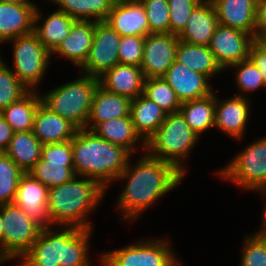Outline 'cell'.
I'll return each instance as SVG.
<instances>
[{"instance_id":"obj_1","label":"cell","mask_w":266,"mask_h":266,"mask_svg":"<svg viewBox=\"0 0 266 266\" xmlns=\"http://www.w3.org/2000/svg\"><path fill=\"white\" fill-rule=\"evenodd\" d=\"M135 164H130L116 178L127 180L125 188L118 197L117 207L122 219L135 221L166 193L179 186L184 174L172 163L143 153Z\"/></svg>"},{"instance_id":"obj_2","label":"cell","mask_w":266,"mask_h":266,"mask_svg":"<svg viewBox=\"0 0 266 266\" xmlns=\"http://www.w3.org/2000/svg\"><path fill=\"white\" fill-rule=\"evenodd\" d=\"M53 228H42L18 266H91L88 246L93 229Z\"/></svg>"},{"instance_id":"obj_3","label":"cell","mask_w":266,"mask_h":266,"mask_svg":"<svg viewBox=\"0 0 266 266\" xmlns=\"http://www.w3.org/2000/svg\"><path fill=\"white\" fill-rule=\"evenodd\" d=\"M72 151L76 176L94 179L106 190L131 157L123 147L111 144L87 129L77 130L72 139Z\"/></svg>"},{"instance_id":"obj_4","label":"cell","mask_w":266,"mask_h":266,"mask_svg":"<svg viewBox=\"0 0 266 266\" xmlns=\"http://www.w3.org/2000/svg\"><path fill=\"white\" fill-rule=\"evenodd\" d=\"M82 178L75 176L48 189L47 206L54 227L93 229L87 216L100 204L107 190L94 179Z\"/></svg>"},{"instance_id":"obj_5","label":"cell","mask_w":266,"mask_h":266,"mask_svg":"<svg viewBox=\"0 0 266 266\" xmlns=\"http://www.w3.org/2000/svg\"><path fill=\"white\" fill-rule=\"evenodd\" d=\"M199 139L180 112L168 113L158 130L147 140L145 152L172 163L185 175L187 169L183 162L190 156Z\"/></svg>"},{"instance_id":"obj_6","label":"cell","mask_w":266,"mask_h":266,"mask_svg":"<svg viewBox=\"0 0 266 266\" xmlns=\"http://www.w3.org/2000/svg\"><path fill=\"white\" fill-rule=\"evenodd\" d=\"M98 78L83 74L78 79L40 94L42 103L69 120L78 129H86Z\"/></svg>"},{"instance_id":"obj_7","label":"cell","mask_w":266,"mask_h":266,"mask_svg":"<svg viewBox=\"0 0 266 266\" xmlns=\"http://www.w3.org/2000/svg\"><path fill=\"white\" fill-rule=\"evenodd\" d=\"M168 239H148L100 254L101 266H181Z\"/></svg>"},{"instance_id":"obj_8","label":"cell","mask_w":266,"mask_h":266,"mask_svg":"<svg viewBox=\"0 0 266 266\" xmlns=\"http://www.w3.org/2000/svg\"><path fill=\"white\" fill-rule=\"evenodd\" d=\"M217 174L245 190H266V136L239 152Z\"/></svg>"},{"instance_id":"obj_9","label":"cell","mask_w":266,"mask_h":266,"mask_svg":"<svg viewBox=\"0 0 266 266\" xmlns=\"http://www.w3.org/2000/svg\"><path fill=\"white\" fill-rule=\"evenodd\" d=\"M3 262L20 259L38 239L42 227L14 202L1 205Z\"/></svg>"},{"instance_id":"obj_10","label":"cell","mask_w":266,"mask_h":266,"mask_svg":"<svg viewBox=\"0 0 266 266\" xmlns=\"http://www.w3.org/2000/svg\"><path fill=\"white\" fill-rule=\"evenodd\" d=\"M9 41L13 42L15 69L12 71L29 90H35L45 75L51 53L44 48L34 32Z\"/></svg>"},{"instance_id":"obj_11","label":"cell","mask_w":266,"mask_h":266,"mask_svg":"<svg viewBox=\"0 0 266 266\" xmlns=\"http://www.w3.org/2000/svg\"><path fill=\"white\" fill-rule=\"evenodd\" d=\"M121 36L105 21L95 23L94 39L89 55L80 67L84 73L99 78L119 64L118 49Z\"/></svg>"},{"instance_id":"obj_12","label":"cell","mask_w":266,"mask_h":266,"mask_svg":"<svg viewBox=\"0 0 266 266\" xmlns=\"http://www.w3.org/2000/svg\"><path fill=\"white\" fill-rule=\"evenodd\" d=\"M255 38L242 30L218 25L209 48L224 70L233 64L249 59L250 47Z\"/></svg>"},{"instance_id":"obj_13","label":"cell","mask_w":266,"mask_h":266,"mask_svg":"<svg viewBox=\"0 0 266 266\" xmlns=\"http://www.w3.org/2000/svg\"><path fill=\"white\" fill-rule=\"evenodd\" d=\"M179 38L172 33H150L145 36L140 68L145 78L163 77L176 57Z\"/></svg>"},{"instance_id":"obj_14","label":"cell","mask_w":266,"mask_h":266,"mask_svg":"<svg viewBox=\"0 0 266 266\" xmlns=\"http://www.w3.org/2000/svg\"><path fill=\"white\" fill-rule=\"evenodd\" d=\"M14 203L42 228L53 227L48 212V188L28 173L21 177Z\"/></svg>"},{"instance_id":"obj_15","label":"cell","mask_w":266,"mask_h":266,"mask_svg":"<svg viewBox=\"0 0 266 266\" xmlns=\"http://www.w3.org/2000/svg\"><path fill=\"white\" fill-rule=\"evenodd\" d=\"M163 78L175 91L181 103L200 99L214 92L208 81L210 79L206 75L194 72L176 60L168 68Z\"/></svg>"},{"instance_id":"obj_16","label":"cell","mask_w":266,"mask_h":266,"mask_svg":"<svg viewBox=\"0 0 266 266\" xmlns=\"http://www.w3.org/2000/svg\"><path fill=\"white\" fill-rule=\"evenodd\" d=\"M120 36H146L149 24L139 0H117L105 20Z\"/></svg>"},{"instance_id":"obj_17","label":"cell","mask_w":266,"mask_h":266,"mask_svg":"<svg viewBox=\"0 0 266 266\" xmlns=\"http://www.w3.org/2000/svg\"><path fill=\"white\" fill-rule=\"evenodd\" d=\"M250 102L249 97L236 95L220 101L217 96L214 127L234 139H242L249 123Z\"/></svg>"},{"instance_id":"obj_18","label":"cell","mask_w":266,"mask_h":266,"mask_svg":"<svg viewBox=\"0 0 266 266\" xmlns=\"http://www.w3.org/2000/svg\"><path fill=\"white\" fill-rule=\"evenodd\" d=\"M218 25L217 13L212 1H202L193 10L177 37L188 44L209 46Z\"/></svg>"},{"instance_id":"obj_19","label":"cell","mask_w":266,"mask_h":266,"mask_svg":"<svg viewBox=\"0 0 266 266\" xmlns=\"http://www.w3.org/2000/svg\"><path fill=\"white\" fill-rule=\"evenodd\" d=\"M220 25L242 30L256 39L257 0H212Z\"/></svg>"},{"instance_id":"obj_20","label":"cell","mask_w":266,"mask_h":266,"mask_svg":"<svg viewBox=\"0 0 266 266\" xmlns=\"http://www.w3.org/2000/svg\"><path fill=\"white\" fill-rule=\"evenodd\" d=\"M145 79L140 67L128 64H117L98 78L102 88L130 100L143 93Z\"/></svg>"},{"instance_id":"obj_21","label":"cell","mask_w":266,"mask_h":266,"mask_svg":"<svg viewBox=\"0 0 266 266\" xmlns=\"http://www.w3.org/2000/svg\"><path fill=\"white\" fill-rule=\"evenodd\" d=\"M36 4L0 2V43L34 32Z\"/></svg>"},{"instance_id":"obj_22","label":"cell","mask_w":266,"mask_h":266,"mask_svg":"<svg viewBox=\"0 0 266 266\" xmlns=\"http://www.w3.org/2000/svg\"><path fill=\"white\" fill-rule=\"evenodd\" d=\"M95 21L74 20L70 34L51 53L62 56L73 65L81 67L89 55L95 30Z\"/></svg>"},{"instance_id":"obj_23","label":"cell","mask_w":266,"mask_h":266,"mask_svg":"<svg viewBox=\"0 0 266 266\" xmlns=\"http://www.w3.org/2000/svg\"><path fill=\"white\" fill-rule=\"evenodd\" d=\"M77 130L69 120L54 113L42 102L39 104L32 131L42 144L71 141Z\"/></svg>"},{"instance_id":"obj_24","label":"cell","mask_w":266,"mask_h":266,"mask_svg":"<svg viewBox=\"0 0 266 266\" xmlns=\"http://www.w3.org/2000/svg\"><path fill=\"white\" fill-rule=\"evenodd\" d=\"M130 104L129 98L107 91L99 85L93 96L86 129L92 131L101 122L130 116Z\"/></svg>"},{"instance_id":"obj_25","label":"cell","mask_w":266,"mask_h":266,"mask_svg":"<svg viewBox=\"0 0 266 266\" xmlns=\"http://www.w3.org/2000/svg\"><path fill=\"white\" fill-rule=\"evenodd\" d=\"M38 7L34 16V33L45 49L52 53L60 43L70 34L74 20L62 10L53 11L43 20L42 25L38 24L43 18Z\"/></svg>"},{"instance_id":"obj_26","label":"cell","mask_w":266,"mask_h":266,"mask_svg":"<svg viewBox=\"0 0 266 266\" xmlns=\"http://www.w3.org/2000/svg\"><path fill=\"white\" fill-rule=\"evenodd\" d=\"M130 116L136 132L147 142L164 122L167 113L154 101L141 94L131 100Z\"/></svg>"},{"instance_id":"obj_27","label":"cell","mask_w":266,"mask_h":266,"mask_svg":"<svg viewBox=\"0 0 266 266\" xmlns=\"http://www.w3.org/2000/svg\"><path fill=\"white\" fill-rule=\"evenodd\" d=\"M92 131L109 143L123 147L131 155L137 150L135 146L139 140H142L141 146L146 149V142L136 132L131 116L101 122Z\"/></svg>"},{"instance_id":"obj_28","label":"cell","mask_w":266,"mask_h":266,"mask_svg":"<svg viewBox=\"0 0 266 266\" xmlns=\"http://www.w3.org/2000/svg\"><path fill=\"white\" fill-rule=\"evenodd\" d=\"M175 60L183 63L194 72H200L209 79L224 70L215 59L209 46L192 45L179 40Z\"/></svg>"},{"instance_id":"obj_29","label":"cell","mask_w":266,"mask_h":266,"mask_svg":"<svg viewBox=\"0 0 266 266\" xmlns=\"http://www.w3.org/2000/svg\"><path fill=\"white\" fill-rule=\"evenodd\" d=\"M43 144L33 131L14 132L8 148L4 151L25 173L40 160Z\"/></svg>"},{"instance_id":"obj_30","label":"cell","mask_w":266,"mask_h":266,"mask_svg":"<svg viewBox=\"0 0 266 266\" xmlns=\"http://www.w3.org/2000/svg\"><path fill=\"white\" fill-rule=\"evenodd\" d=\"M216 96L213 92L206 97L181 103L179 112L199 137L214 128Z\"/></svg>"},{"instance_id":"obj_31","label":"cell","mask_w":266,"mask_h":266,"mask_svg":"<svg viewBox=\"0 0 266 266\" xmlns=\"http://www.w3.org/2000/svg\"><path fill=\"white\" fill-rule=\"evenodd\" d=\"M38 92L37 89L30 90L21 99L0 112L14 132L33 130L35 113L42 102Z\"/></svg>"},{"instance_id":"obj_32","label":"cell","mask_w":266,"mask_h":266,"mask_svg":"<svg viewBox=\"0 0 266 266\" xmlns=\"http://www.w3.org/2000/svg\"><path fill=\"white\" fill-rule=\"evenodd\" d=\"M75 20L105 21L117 0H49Z\"/></svg>"},{"instance_id":"obj_33","label":"cell","mask_w":266,"mask_h":266,"mask_svg":"<svg viewBox=\"0 0 266 266\" xmlns=\"http://www.w3.org/2000/svg\"><path fill=\"white\" fill-rule=\"evenodd\" d=\"M28 174L48 189L71 181L76 176L73 163L49 162L42 158L29 170Z\"/></svg>"},{"instance_id":"obj_34","label":"cell","mask_w":266,"mask_h":266,"mask_svg":"<svg viewBox=\"0 0 266 266\" xmlns=\"http://www.w3.org/2000/svg\"><path fill=\"white\" fill-rule=\"evenodd\" d=\"M142 94L151 101H154L167 114L179 112L181 102L177 98L175 91L163 77L146 78Z\"/></svg>"},{"instance_id":"obj_35","label":"cell","mask_w":266,"mask_h":266,"mask_svg":"<svg viewBox=\"0 0 266 266\" xmlns=\"http://www.w3.org/2000/svg\"><path fill=\"white\" fill-rule=\"evenodd\" d=\"M24 173L5 152H0V205L14 202Z\"/></svg>"},{"instance_id":"obj_36","label":"cell","mask_w":266,"mask_h":266,"mask_svg":"<svg viewBox=\"0 0 266 266\" xmlns=\"http://www.w3.org/2000/svg\"><path fill=\"white\" fill-rule=\"evenodd\" d=\"M29 91L0 56V112Z\"/></svg>"},{"instance_id":"obj_37","label":"cell","mask_w":266,"mask_h":266,"mask_svg":"<svg viewBox=\"0 0 266 266\" xmlns=\"http://www.w3.org/2000/svg\"><path fill=\"white\" fill-rule=\"evenodd\" d=\"M231 67L236 70L235 81L239 88L238 91H241V94L238 93L236 95L245 97L246 94L243 95L242 93H251L264 87L262 74L250 59L233 64Z\"/></svg>"},{"instance_id":"obj_38","label":"cell","mask_w":266,"mask_h":266,"mask_svg":"<svg viewBox=\"0 0 266 266\" xmlns=\"http://www.w3.org/2000/svg\"><path fill=\"white\" fill-rule=\"evenodd\" d=\"M145 9L150 33H170L168 0H139Z\"/></svg>"},{"instance_id":"obj_39","label":"cell","mask_w":266,"mask_h":266,"mask_svg":"<svg viewBox=\"0 0 266 266\" xmlns=\"http://www.w3.org/2000/svg\"><path fill=\"white\" fill-rule=\"evenodd\" d=\"M201 0H168L170 33L178 35Z\"/></svg>"},{"instance_id":"obj_40","label":"cell","mask_w":266,"mask_h":266,"mask_svg":"<svg viewBox=\"0 0 266 266\" xmlns=\"http://www.w3.org/2000/svg\"><path fill=\"white\" fill-rule=\"evenodd\" d=\"M144 36H121V41L118 49L119 64L141 66Z\"/></svg>"},{"instance_id":"obj_41","label":"cell","mask_w":266,"mask_h":266,"mask_svg":"<svg viewBox=\"0 0 266 266\" xmlns=\"http://www.w3.org/2000/svg\"><path fill=\"white\" fill-rule=\"evenodd\" d=\"M240 266H266V245L254 232L245 236Z\"/></svg>"},{"instance_id":"obj_42","label":"cell","mask_w":266,"mask_h":266,"mask_svg":"<svg viewBox=\"0 0 266 266\" xmlns=\"http://www.w3.org/2000/svg\"><path fill=\"white\" fill-rule=\"evenodd\" d=\"M41 158L56 163H73L72 140L43 144Z\"/></svg>"},{"instance_id":"obj_43","label":"cell","mask_w":266,"mask_h":266,"mask_svg":"<svg viewBox=\"0 0 266 266\" xmlns=\"http://www.w3.org/2000/svg\"><path fill=\"white\" fill-rule=\"evenodd\" d=\"M249 59L256 65L262 74L264 88H266V48L255 39L250 47Z\"/></svg>"},{"instance_id":"obj_44","label":"cell","mask_w":266,"mask_h":266,"mask_svg":"<svg viewBox=\"0 0 266 266\" xmlns=\"http://www.w3.org/2000/svg\"><path fill=\"white\" fill-rule=\"evenodd\" d=\"M266 32V0H257L256 39Z\"/></svg>"},{"instance_id":"obj_45","label":"cell","mask_w":266,"mask_h":266,"mask_svg":"<svg viewBox=\"0 0 266 266\" xmlns=\"http://www.w3.org/2000/svg\"><path fill=\"white\" fill-rule=\"evenodd\" d=\"M13 135L14 130L0 114V152H4L8 148Z\"/></svg>"},{"instance_id":"obj_46","label":"cell","mask_w":266,"mask_h":266,"mask_svg":"<svg viewBox=\"0 0 266 266\" xmlns=\"http://www.w3.org/2000/svg\"><path fill=\"white\" fill-rule=\"evenodd\" d=\"M3 220L1 218V205H0V264H3Z\"/></svg>"},{"instance_id":"obj_47","label":"cell","mask_w":266,"mask_h":266,"mask_svg":"<svg viewBox=\"0 0 266 266\" xmlns=\"http://www.w3.org/2000/svg\"><path fill=\"white\" fill-rule=\"evenodd\" d=\"M259 193L262 194L263 198L265 199V207H264V211H263V215H262V218H263L262 219L263 220L262 224H263V226H261V229H266V190L259 191Z\"/></svg>"},{"instance_id":"obj_48","label":"cell","mask_w":266,"mask_h":266,"mask_svg":"<svg viewBox=\"0 0 266 266\" xmlns=\"http://www.w3.org/2000/svg\"><path fill=\"white\" fill-rule=\"evenodd\" d=\"M0 2L12 4H34V2H31V0H0Z\"/></svg>"},{"instance_id":"obj_49","label":"cell","mask_w":266,"mask_h":266,"mask_svg":"<svg viewBox=\"0 0 266 266\" xmlns=\"http://www.w3.org/2000/svg\"><path fill=\"white\" fill-rule=\"evenodd\" d=\"M255 233L261 238V240L266 245V229H260Z\"/></svg>"},{"instance_id":"obj_50","label":"cell","mask_w":266,"mask_h":266,"mask_svg":"<svg viewBox=\"0 0 266 266\" xmlns=\"http://www.w3.org/2000/svg\"><path fill=\"white\" fill-rule=\"evenodd\" d=\"M257 40L266 48V32L262 33Z\"/></svg>"}]
</instances>
